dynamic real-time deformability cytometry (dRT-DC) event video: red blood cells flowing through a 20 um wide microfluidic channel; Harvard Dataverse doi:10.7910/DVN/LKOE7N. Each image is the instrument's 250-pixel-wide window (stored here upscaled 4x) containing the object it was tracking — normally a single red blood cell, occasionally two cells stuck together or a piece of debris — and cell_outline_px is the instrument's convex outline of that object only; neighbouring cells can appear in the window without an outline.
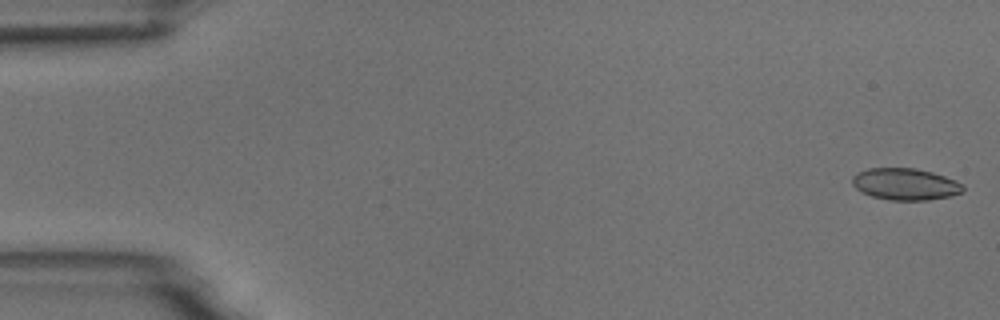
{"species": "common noctule bat (a hibernating species)", "species_latin": "Nyctalus noctula", "temperature_condition": "room temperature", "stored_images_in_passage": 5, "camera_frame_rate_fps": 3000, "um_per_image_px": 0.085, "animal": {"sex": "male", "body_mass_g": 18.8}, "frame": {"image": 1, "passage_image": 1, "time_ms": 0.0, "image_size_px": [1000, 320], "cell_outline_px": [[964, 192], [948, 196], [928, 200], [892, 200], [872, 196], [856, 188], [852, 184], [852, 176], [856, 172], [868, 168], [912, 168], [932, 172], [956, 180], [964, 184]], "centroid_in_image_um": [76.96, 15.64], "position_along_channel_um": 8.0, "area_um2": 20.46}}
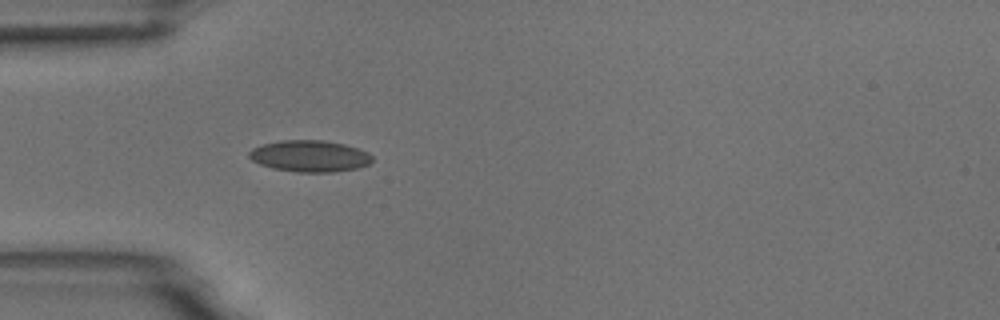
{"frame": {"image": 2, "passage_image": 5, "time_ms": 5.0, "image_size_px": [1000, 320], "cell_outline_px": [[372, 160], [368, 164], [356, 168], [336, 172], [296, 172], [272, 168], [260, 164], [252, 160], [248, 156], [248, 152], [252, 148], [264, 144], [280, 140], [324, 140], [344, 144], [368, 152], [372, 156]], "centroid_in_image_um": [26.31, 13.27], "position_along_channel_um": 58.7, "area_um2": 22.6}}